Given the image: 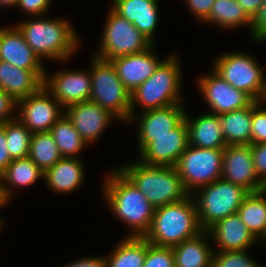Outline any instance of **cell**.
I'll return each mask as SVG.
<instances>
[{
	"instance_id": "6da1fadb",
	"label": "cell",
	"mask_w": 266,
	"mask_h": 267,
	"mask_svg": "<svg viewBox=\"0 0 266 267\" xmlns=\"http://www.w3.org/2000/svg\"><path fill=\"white\" fill-rule=\"evenodd\" d=\"M103 184L108 208L118 220L132 229L127 236L144 237L149 231L155 207L118 169H111Z\"/></svg>"
},
{
	"instance_id": "7a4b0ae2",
	"label": "cell",
	"mask_w": 266,
	"mask_h": 267,
	"mask_svg": "<svg viewBox=\"0 0 266 267\" xmlns=\"http://www.w3.org/2000/svg\"><path fill=\"white\" fill-rule=\"evenodd\" d=\"M44 18L38 16L36 19L19 21L15 26L42 62L43 59L68 61L80 45L77 31L64 18Z\"/></svg>"
},
{
	"instance_id": "3957f363",
	"label": "cell",
	"mask_w": 266,
	"mask_h": 267,
	"mask_svg": "<svg viewBox=\"0 0 266 267\" xmlns=\"http://www.w3.org/2000/svg\"><path fill=\"white\" fill-rule=\"evenodd\" d=\"M192 195L155 208L152 224L144 238L152 245L174 247L202 232Z\"/></svg>"
},
{
	"instance_id": "277c9868",
	"label": "cell",
	"mask_w": 266,
	"mask_h": 267,
	"mask_svg": "<svg viewBox=\"0 0 266 267\" xmlns=\"http://www.w3.org/2000/svg\"><path fill=\"white\" fill-rule=\"evenodd\" d=\"M118 169L155 207L178 202L189 194L175 167L147 165L140 160Z\"/></svg>"
},
{
	"instance_id": "5b68a950",
	"label": "cell",
	"mask_w": 266,
	"mask_h": 267,
	"mask_svg": "<svg viewBox=\"0 0 266 267\" xmlns=\"http://www.w3.org/2000/svg\"><path fill=\"white\" fill-rule=\"evenodd\" d=\"M182 76L178 56L171 54L166 57L155 73L131 93L128 122L131 123L135 119L137 103L141 105L143 111L183 103L184 98L180 89Z\"/></svg>"
},
{
	"instance_id": "8992f818",
	"label": "cell",
	"mask_w": 266,
	"mask_h": 267,
	"mask_svg": "<svg viewBox=\"0 0 266 267\" xmlns=\"http://www.w3.org/2000/svg\"><path fill=\"white\" fill-rule=\"evenodd\" d=\"M198 190L191 195L196 204L199 224L205 231L225 217L238 213L250 193L244 187L222 178Z\"/></svg>"
},
{
	"instance_id": "52a82bcc",
	"label": "cell",
	"mask_w": 266,
	"mask_h": 267,
	"mask_svg": "<svg viewBox=\"0 0 266 267\" xmlns=\"http://www.w3.org/2000/svg\"><path fill=\"white\" fill-rule=\"evenodd\" d=\"M91 102L107 109L117 120L130 119L131 93L119 79L111 61L92 56L90 66Z\"/></svg>"
},
{
	"instance_id": "ba28073f",
	"label": "cell",
	"mask_w": 266,
	"mask_h": 267,
	"mask_svg": "<svg viewBox=\"0 0 266 267\" xmlns=\"http://www.w3.org/2000/svg\"><path fill=\"white\" fill-rule=\"evenodd\" d=\"M223 149H207L188 144L175 168L182 185L191 195L196 190L219 180L222 175Z\"/></svg>"
},
{
	"instance_id": "9c48e42d",
	"label": "cell",
	"mask_w": 266,
	"mask_h": 267,
	"mask_svg": "<svg viewBox=\"0 0 266 267\" xmlns=\"http://www.w3.org/2000/svg\"><path fill=\"white\" fill-rule=\"evenodd\" d=\"M104 25L100 51L93 54L100 59L110 61L119 56L138 54L153 45L131 22L111 7Z\"/></svg>"
},
{
	"instance_id": "30bf717a",
	"label": "cell",
	"mask_w": 266,
	"mask_h": 267,
	"mask_svg": "<svg viewBox=\"0 0 266 267\" xmlns=\"http://www.w3.org/2000/svg\"><path fill=\"white\" fill-rule=\"evenodd\" d=\"M213 70L236 89L247 93L254 101H260L265 79L264 68L249 54L226 52L216 57Z\"/></svg>"
},
{
	"instance_id": "8fae6325",
	"label": "cell",
	"mask_w": 266,
	"mask_h": 267,
	"mask_svg": "<svg viewBox=\"0 0 266 267\" xmlns=\"http://www.w3.org/2000/svg\"><path fill=\"white\" fill-rule=\"evenodd\" d=\"M140 161L147 165L175 167L188 146V128L183 119L169 134L138 136Z\"/></svg>"
},
{
	"instance_id": "7c38bea8",
	"label": "cell",
	"mask_w": 266,
	"mask_h": 267,
	"mask_svg": "<svg viewBox=\"0 0 266 267\" xmlns=\"http://www.w3.org/2000/svg\"><path fill=\"white\" fill-rule=\"evenodd\" d=\"M18 108L17 119L32 134L50 131L64 114L62 105L44 87L18 101Z\"/></svg>"
},
{
	"instance_id": "4fadbf2b",
	"label": "cell",
	"mask_w": 266,
	"mask_h": 267,
	"mask_svg": "<svg viewBox=\"0 0 266 267\" xmlns=\"http://www.w3.org/2000/svg\"><path fill=\"white\" fill-rule=\"evenodd\" d=\"M198 80V86L204 101L210 107V113H223L240 110L249 106L254 100L244 91L236 89L214 70ZM209 74V75H208Z\"/></svg>"
},
{
	"instance_id": "5bb4252c",
	"label": "cell",
	"mask_w": 266,
	"mask_h": 267,
	"mask_svg": "<svg viewBox=\"0 0 266 267\" xmlns=\"http://www.w3.org/2000/svg\"><path fill=\"white\" fill-rule=\"evenodd\" d=\"M66 69L54 72L53 75L45 73L43 87L62 105L66 107L90 100L91 76L90 71Z\"/></svg>"
},
{
	"instance_id": "9a60e30c",
	"label": "cell",
	"mask_w": 266,
	"mask_h": 267,
	"mask_svg": "<svg viewBox=\"0 0 266 267\" xmlns=\"http://www.w3.org/2000/svg\"><path fill=\"white\" fill-rule=\"evenodd\" d=\"M221 178L249 192L266 188L255 172L250 144L227 145L223 149Z\"/></svg>"
},
{
	"instance_id": "2e32d148",
	"label": "cell",
	"mask_w": 266,
	"mask_h": 267,
	"mask_svg": "<svg viewBox=\"0 0 266 267\" xmlns=\"http://www.w3.org/2000/svg\"><path fill=\"white\" fill-rule=\"evenodd\" d=\"M64 113L73 123L82 139L87 144L99 140L113 119H117L111 112L94 102L86 101L70 105Z\"/></svg>"
},
{
	"instance_id": "e0dca14e",
	"label": "cell",
	"mask_w": 266,
	"mask_h": 267,
	"mask_svg": "<svg viewBox=\"0 0 266 267\" xmlns=\"http://www.w3.org/2000/svg\"><path fill=\"white\" fill-rule=\"evenodd\" d=\"M154 46L156 42L144 52L110 60L115 66L119 79L130 93L151 77L164 61L153 53Z\"/></svg>"
},
{
	"instance_id": "ac0fdd59",
	"label": "cell",
	"mask_w": 266,
	"mask_h": 267,
	"mask_svg": "<svg viewBox=\"0 0 266 267\" xmlns=\"http://www.w3.org/2000/svg\"><path fill=\"white\" fill-rule=\"evenodd\" d=\"M0 61L21 69L45 70L44 62L29 47L15 25L0 27Z\"/></svg>"
},
{
	"instance_id": "d6986e66",
	"label": "cell",
	"mask_w": 266,
	"mask_h": 267,
	"mask_svg": "<svg viewBox=\"0 0 266 267\" xmlns=\"http://www.w3.org/2000/svg\"><path fill=\"white\" fill-rule=\"evenodd\" d=\"M217 251H247L257 240L249 232L238 213L218 221L208 230Z\"/></svg>"
},
{
	"instance_id": "ffe728a7",
	"label": "cell",
	"mask_w": 266,
	"mask_h": 267,
	"mask_svg": "<svg viewBox=\"0 0 266 267\" xmlns=\"http://www.w3.org/2000/svg\"><path fill=\"white\" fill-rule=\"evenodd\" d=\"M45 70L21 69L0 61V89L17 102L43 87Z\"/></svg>"
},
{
	"instance_id": "44dd1931",
	"label": "cell",
	"mask_w": 266,
	"mask_h": 267,
	"mask_svg": "<svg viewBox=\"0 0 266 267\" xmlns=\"http://www.w3.org/2000/svg\"><path fill=\"white\" fill-rule=\"evenodd\" d=\"M111 8L131 22L153 44L159 21L158 0H112Z\"/></svg>"
},
{
	"instance_id": "7402d4cb",
	"label": "cell",
	"mask_w": 266,
	"mask_h": 267,
	"mask_svg": "<svg viewBox=\"0 0 266 267\" xmlns=\"http://www.w3.org/2000/svg\"><path fill=\"white\" fill-rule=\"evenodd\" d=\"M186 110L184 119L188 128V144L207 149H224L227 144L220 126V116L205 112L194 119Z\"/></svg>"
},
{
	"instance_id": "603a6c76",
	"label": "cell",
	"mask_w": 266,
	"mask_h": 267,
	"mask_svg": "<svg viewBox=\"0 0 266 267\" xmlns=\"http://www.w3.org/2000/svg\"><path fill=\"white\" fill-rule=\"evenodd\" d=\"M177 103L163 108L142 111L140 118L137 117V136H163L169 134L185 116V106Z\"/></svg>"
},
{
	"instance_id": "cb8c5ba5",
	"label": "cell",
	"mask_w": 266,
	"mask_h": 267,
	"mask_svg": "<svg viewBox=\"0 0 266 267\" xmlns=\"http://www.w3.org/2000/svg\"><path fill=\"white\" fill-rule=\"evenodd\" d=\"M84 164L79 158L62 157L44 172L48 189L55 193H71L80 188L85 178Z\"/></svg>"
},
{
	"instance_id": "d4e9b609",
	"label": "cell",
	"mask_w": 266,
	"mask_h": 267,
	"mask_svg": "<svg viewBox=\"0 0 266 267\" xmlns=\"http://www.w3.org/2000/svg\"><path fill=\"white\" fill-rule=\"evenodd\" d=\"M208 231L203 230L193 238L172 247L175 267H208L213 263ZM209 243V244H208Z\"/></svg>"
},
{
	"instance_id": "484cf974",
	"label": "cell",
	"mask_w": 266,
	"mask_h": 267,
	"mask_svg": "<svg viewBox=\"0 0 266 267\" xmlns=\"http://www.w3.org/2000/svg\"><path fill=\"white\" fill-rule=\"evenodd\" d=\"M2 178L5 195L11 201L14 189L35 184L39 179L44 178V172L29 157H26L13 159L2 173Z\"/></svg>"
},
{
	"instance_id": "4316f807",
	"label": "cell",
	"mask_w": 266,
	"mask_h": 267,
	"mask_svg": "<svg viewBox=\"0 0 266 267\" xmlns=\"http://www.w3.org/2000/svg\"><path fill=\"white\" fill-rule=\"evenodd\" d=\"M266 188L250 192L238 209V214L249 232L258 241H265L266 230Z\"/></svg>"
},
{
	"instance_id": "83f0119b",
	"label": "cell",
	"mask_w": 266,
	"mask_h": 267,
	"mask_svg": "<svg viewBox=\"0 0 266 267\" xmlns=\"http://www.w3.org/2000/svg\"><path fill=\"white\" fill-rule=\"evenodd\" d=\"M220 126L227 145L250 144L252 103L246 108L223 113Z\"/></svg>"
},
{
	"instance_id": "f1b7e54d",
	"label": "cell",
	"mask_w": 266,
	"mask_h": 267,
	"mask_svg": "<svg viewBox=\"0 0 266 267\" xmlns=\"http://www.w3.org/2000/svg\"><path fill=\"white\" fill-rule=\"evenodd\" d=\"M107 257V267H143L147 255V240L144 237H124Z\"/></svg>"
},
{
	"instance_id": "f546056e",
	"label": "cell",
	"mask_w": 266,
	"mask_h": 267,
	"mask_svg": "<svg viewBox=\"0 0 266 267\" xmlns=\"http://www.w3.org/2000/svg\"><path fill=\"white\" fill-rule=\"evenodd\" d=\"M204 23L229 30L246 26L250 29L249 33L251 34L252 20L246 15L237 0H215L209 17Z\"/></svg>"
},
{
	"instance_id": "4dcf8cb0",
	"label": "cell",
	"mask_w": 266,
	"mask_h": 267,
	"mask_svg": "<svg viewBox=\"0 0 266 267\" xmlns=\"http://www.w3.org/2000/svg\"><path fill=\"white\" fill-rule=\"evenodd\" d=\"M50 132L62 157L78 158L83 148L88 146L65 113L52 126Z\"/></svg>"
},
{
	"instance_id": "1f68e13d",
	"label": "cell",
	"mask_w": 266,
	"mask_h": 267,
	"mask_svg": "<svg viewBox=\"0 0 266 267\" xmlns=\"http://www.w3.org/2000/svg\"><path fill=\"white\" fill-rule=\"evenodd\" d=\"M28 157L43 172L53 167L62 158L50 131L32 134Z\"/></svg>"
},
{
	"instance_id": "d6a6232c",
	"label": "cell",
	"mask_w": 266,
	"mask_h": 267,
	"mask_svg": "<svg viewBox=\"0 0 266 267\" xmlns=\"http://www.w3.org/2000/svg\"><path fill=\"white\" fill-rule=\"evenodd\" d=\"M5 137L12 159L28 157L32 133L19 119L5 122Z\"/></svg>"
},
{
	"instance_id": "836d02e7",
	"label": "cell",
	"mask_w": 266,
	"mask_h": 267,
	"mask_svg": "<svg viewBox=\"0 0 266 267\" xmlns=\"http://www.w3.org/2000/svg\"><path fill=\"white\" fill-rule=\"evenodd\" d=\"M215 267H260L247 251H217L213 255Z\"/></svg>"
},
{
	"instance_id": "e575fe53",
	"label": "cell",
	"mask_w": 266,
	"mask_h": 267,
	"mask_svg": "<svg viewBox=\"0 0 266 267\" xmlns=\"http://www.w3.org/2000/svg\"><path fill=\"white\" fill-rule=\"evenodd\" d=\"M143 267H175L172 248L152 245L147 241V255Z\"/></svg>"
},
{
	"instance_id": "d590c367",
	"label": "cell",
	"mask_w": 266,
	"mask_h": 267,
	"mask_svg": "<svg viewBox=\"0 0 266 267\" xmlns=\"http://www.w3.org/2000/svg\"><path fill=\"white\" fill-rule=\"evenodd\" d=\"M262 102H252V122L250 144L266 143V109Z\"/></svg>"
},
{
	"instance_id": "8d00e7d4",
	"label": "cell",
	"mask_w": 266,
	"mask_h": 267,
	"mask_svg": "<svg viewBox=\"0 0 266 267\" xmlns=\"http://www.w3.org/2000/svg\"><path fill=\"white\" fill-rule=\"evenodd\" d=\"M250 146L255 172L266 185V143L250 144Z\"/></svg>"
},
{
	"instance_id": "74e56055",
	"label": "cell",
	"mask_w": 266,
	"mask_h": 267,
	"mask_svg": "<svg viewBox=\"0 0 266 267\" xmlns=\"http://www.w3.org/2000/svg\"><path fill=\"white\" fill-rule=\"evenodd\" d=\"M51 7V0H18L16 8L21 9L32 17L43 16L49 11Z\"/></svg>"
},
{
	"instance_id": "f35d334b",
	"label": "cell",
	"mask_w": 266,
	"mask_h": 267,
	"mask_svg": "<svg viewBox=\"0 0 266 267\" xmlns=\"http://www.w3.org/2000/svg\"><path fill=\"white\" fill-rule=\"evenodd\" d=\"M18 102L9 94L0 89V124L17 118L14 116ZM13 114V115H12Z\"/></svg>"
},
{
	"instance_id": "ab89813d",
	"label": "cell",
	"mask_w": 266,
	"mask_h": 267,
	"mask_svg": "<svg viewBox=\"0 0 266 267\" xmlns=\"http://www.w3.org/2000/svg\"><path fill=\"white\" fill-rule=\"evenodd\" d=\"M186 2L187 8L191 14L198 18L200 22H205L210 14L211 8L215 0H183Z\"/></svg>"
},
{
	"instance_id": "60d3db41",
	"label": "cell",
	"mask_w": 266,
	"mask_h": 267,
	"mask_svg": "<svg viewBox=\"0 0 266 267\" xmlns=\"http://www.w3.org/2000/svg\"><path fill=\"white\" fill-rule=\"evenodd\" d=\"M266 30V0L263 1L259 12L252 20L251 37L254 41Z\"/></svg>"
},
{
	"instance_id": "b9f144b4",
	"label": "cell",
	"mask_w": 266,
	"mask_h": 267,
	"mask_svg": "<svg viewBox=\"0 0 266 267\" xmlns=\"http://www.w3.org/2000/svg\"><path fill=\"white\" fill-rule=\"evenodd\" d=\"M10 157L6 137H5V123L0 124V174H2L6 167L12 162Z\"/></svg>"
},
{
	"instance_id": "7bdbcfd3",
	"label": "cell",
	"mask_w": 266,
	"mask_h": 267,
	"mask_svg": "<svg viewBox=\"0 0 266 267\" xmlns=\"http://www.w3.org/2000/svg\"><path fill=\"white\" fill-rule=\"evenodd\" d=\"M64 267H107L105 256L103 257H86L78 260H74L70 264L64 265Z\"/></svg>"
},
{
	"instance_id": "ee69618b",
	"label": "cell",
	"mask_w": 266,
	"mask_h": 267,
	"mask_svg": "<svg viewBox=\"0 0 266 267\" xmlns=\"http://www.w3.org/2000/svg\"><path fill=\"white\" fill-rule=\"evenodd\" d=\"M264 0H237V2L242 6L246 15L253 20Z\"/></svg>"
},
{
	"instance_id": "f6af8a7d",
	"label": "cell",
	"mask_w": 266,
	"mask_h": 267,
	"mask_svg": "<svg viewBox=\"0 0 266 267\" xmlns=\"http://www.w3.org/2000/svg\"><path fill=\"white\" fill-rule=\"evenodd\" d=\"M9 202L10 200L7 198L4 192L2 174H0V208L6 206Z\"/></svg>"
},
{
	"instance_id": "bcb514c9",
	"label": "cell",
	"mask_w": 266,
	"mask_h": 267,
	"mask_svg": "<svg viewBox=\"0 0 266 267\" xmlns=\"http://www.w3.org/2000/svg\"><path fill=\"white\" fill-rule=\"evenodd\" d=\"M17 2H18V0H0V7L1 8H6V7H9V8H11V7H16V5H17ZM0 8V9H1Z\"/></svg>"
},
{
	"instance_id": "7dc6e473",
	"label": "cell",
	"mask_w": 266,
	"mask_h": 267,
	"mask_svg": "<svg viewBox=\"0 0 266 267\" xmlns=\"http://www.w3.org/2000/svg\"><path fill=\"white\" fill-rule=\"evenodd\" d=\"M255 41L256 42H265L266 41V30Z\"/></svg>"
},
{
	"instance_id": "c3c4849f",
	"label": "cell",
	"mask_w": 266,
	"mask_h": 267,
	"mask_svg": "<svg viewBox=\"0 0 266 267\" xmlns=\"http://www.w3.org/2000/svg\"><path fill=\"white\" fill-rule=\"evenodd\" d=\"M266 101V79H265V87H264V91H263V95L260 99V102H265Z\"/></svg>"
},
{
	"instance_id": "681fc988",
	"label": "cell",
	"mask_w": 266,
	"mask_h": 267,
	"mask_svg": "<svg viewBox=\"0 0 266 267\" xmlns=\"http://www.w3.org/2000/svg\"><path fill=\"white\" fill-rule=\"evenodd\" d=\"M2 224H4V221L3 220H1V217H0V230H1V228L3 227V225Z\"/></svg>"
}]
</instances>
